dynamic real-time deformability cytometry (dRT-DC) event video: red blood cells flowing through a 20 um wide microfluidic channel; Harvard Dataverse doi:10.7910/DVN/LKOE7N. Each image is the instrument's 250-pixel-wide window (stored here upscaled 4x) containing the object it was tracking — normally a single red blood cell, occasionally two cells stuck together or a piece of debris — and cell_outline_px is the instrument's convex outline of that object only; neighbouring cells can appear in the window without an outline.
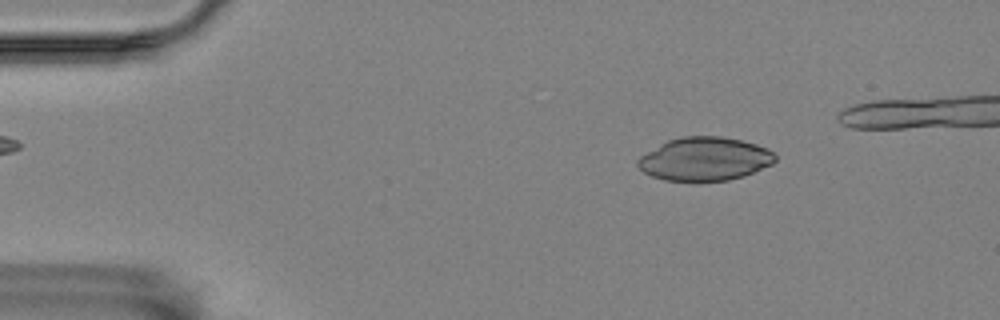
{"species": "Egyptian fruit bat (a non-hibernating species)", "species_latin": "Rousettus aegyptiacus", "temperature_condition": "room temperature", "stored_images_in_passage": 48, "camera_frame_rate_fps": 3000, "um_per_image_px": 0.085, "animal": {"sex": "female"}, "frame": {"image": 1, "passage_image": 7, "time_ms": 2.0, "image_size_px": [1000, 320], "cell_outline_px": [[776, 160], [772, 164], [744, 176], [728, 180], [696, 184], [692, 184], [664, 180], [652, 176], [644, 172], [636, 164], [636, 160], [640, 156], [660, 144], [668, 140], [684, 136], [720, 136], [740, 140], [756, 144], [768, 148], [776, 156]], "centroid_in_image_um": [59.88, 13.55], "position_along_channel_um": 25.1, "area_um2": 35.49}}